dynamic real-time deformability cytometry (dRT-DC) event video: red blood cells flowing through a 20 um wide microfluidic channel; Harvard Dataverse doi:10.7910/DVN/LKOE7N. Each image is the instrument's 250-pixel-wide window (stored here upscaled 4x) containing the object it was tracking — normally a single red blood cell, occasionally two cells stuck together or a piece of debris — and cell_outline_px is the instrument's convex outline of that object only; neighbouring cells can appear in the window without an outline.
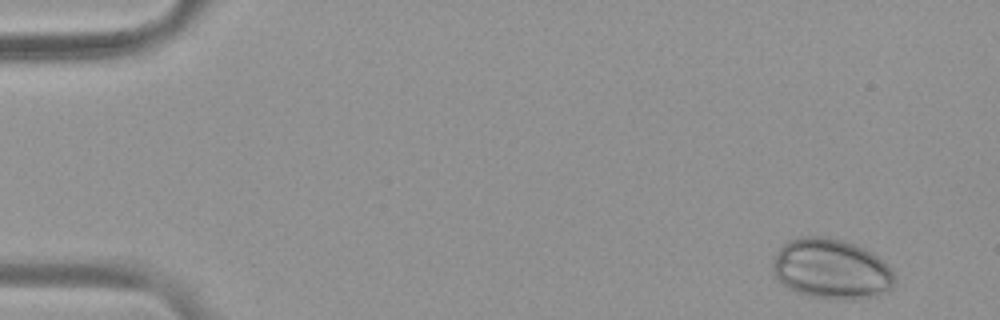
{"species": "common noctule bat (a hibernating species)", "species_latin": "Nyctalus noctula", "temperature_condition": "warm", "stored_images_in_passage": 52, "camera_frame_rate_fps": 3000, "um_per_image_px": 0.085, "animal": {"sex": "female", "body_mass_g": 19.9}, "frame": {"image": 1, "passage_image": 2, "time_ms": 0.333, "image_size_px": [1000, 320], "cell_outline_px": [[896, 284], [888, 292], [876, 296], [844, 300], [808, 296], [796, 292], [788, 288], [772, 276], [772, 260], [776, 252], [788, 240], [804, 236], [828, 236], [844, 240], [864, 248], [872, 252], [888, 264], [892, 268], [896, 276]], "centroid_in_image_um": [70.67, 22.86], "position_along_channel_um": 14.3, "area_um2": 43.64}}
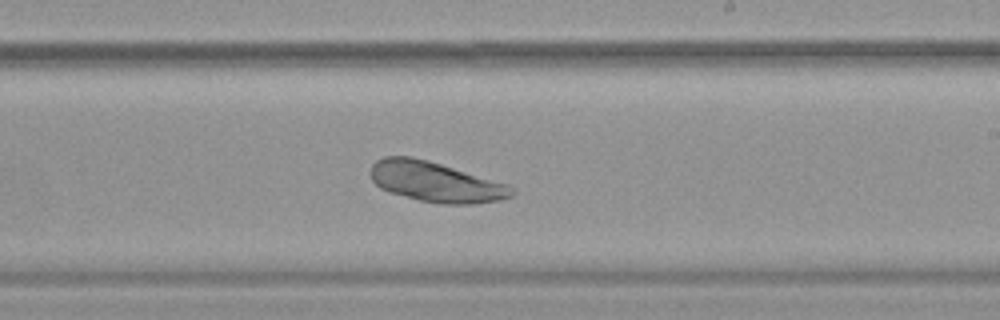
{"frame": {"image": 2, "passage_image": 31, "time_ms": 10.0, "image_size_px": [1000, 320], "cell_outline_px": [[516, 192], [512, 196], [500, 200], [472, 204], [444, 204], [420, 200], [392, 192], [380, 188], [372, 180], [368, 172], [372, 164], [376, 160], [384, 156], [412, 156], [428, 160], [508, 184], [516, 188]], "centroid_in_image_um": [37.03, 15.45], "position_along_channel_um": 252.0, "area_um2": 33.12}}
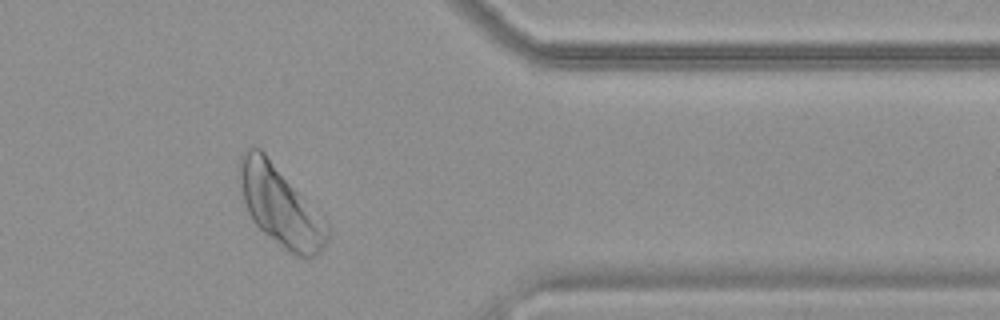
{"frame": {"image": 3, "passage_image": 43, "time_ms": 14.0, "image_size_px": [1000, 320], "cell_outline_px": [[328, 240], [320, 252], [312, 256], [300, 256], [288, 252], [280, 248], [252, 220], [244, 204], [236, 176], [240, 156], [248, 148], [260, 148], [264, 152], [328, 232]], "centroid_in_image_um": [23.65, 17.52], "position_along_channel_um": 387.8, "area_um2": 38.61}}